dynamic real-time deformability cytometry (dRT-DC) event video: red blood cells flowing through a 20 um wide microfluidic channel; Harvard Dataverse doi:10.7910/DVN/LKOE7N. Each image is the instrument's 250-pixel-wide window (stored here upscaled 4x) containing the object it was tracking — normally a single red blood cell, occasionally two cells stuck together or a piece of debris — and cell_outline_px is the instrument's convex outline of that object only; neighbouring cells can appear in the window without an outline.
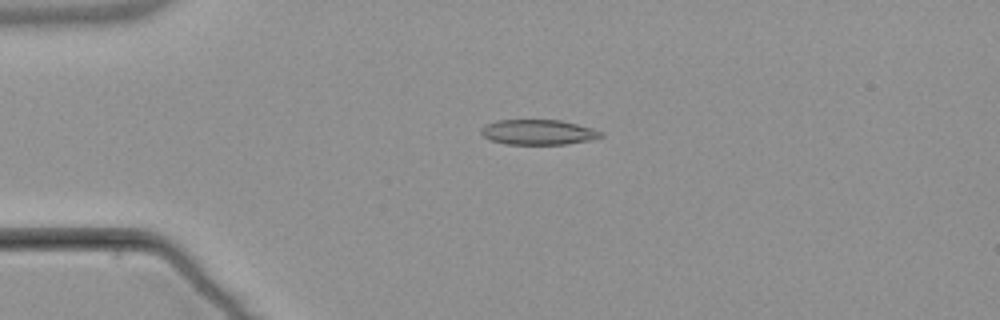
{"species": "common noctule bat (a hibernating species)", "species_latin": "Nyctalus noctula", "temperature_condition": "warm", "stored_images_in_passage": 5, "camera_frame_rate_fps": 3000, "um_per_image_px": 0.085, "animal": {"sex": "male", "body_mass_g": 21.5, "forearm_length_mm": 52.0}, "frame": {"image": 1, "passage_image": 3, "time_ms": 2.333, "image_size_px": [1000, 320], "cell_outline_px": [[604, 136], [592, 140], [568, 144], [504, 144], [492, 140], [484, 136], [480, 132], [480, 128], [496, 120], [560, 120], [592, 128], [604, 132]], "centroid_in_image_um": [45.79, 11.24], "position_along_channel_um": 39.2, "area_um2": 17.57}}
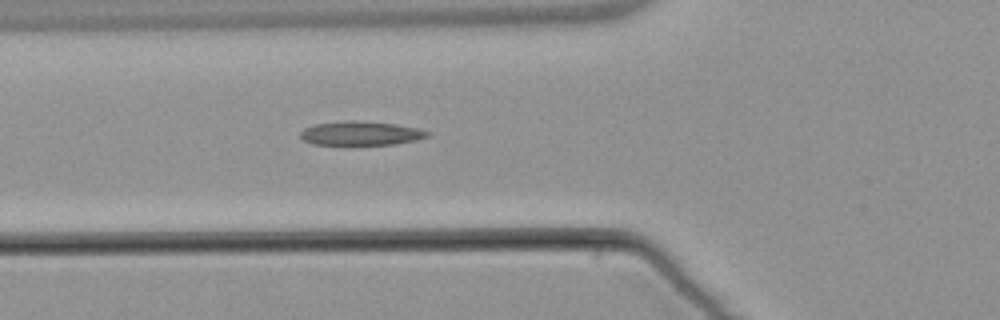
{"frame": {"image": 2, "passage_image": 5, "time_ms": 4.667, "image_size_px": [1000, 320], "cell_outline_px": [[428, 136], [416, 140], [396, 144], [352, 148], [312, 144], [304, 140], [300, 136], [300, 132], [304, 128], [316, 124], [348, 120], [360, 120], [396, 124], [416, 128], [428, 132]], "centroid_in_image_um": [30.61, 11.39], "position_along_channel_um": 95.2, "area_um2": 18.79}}